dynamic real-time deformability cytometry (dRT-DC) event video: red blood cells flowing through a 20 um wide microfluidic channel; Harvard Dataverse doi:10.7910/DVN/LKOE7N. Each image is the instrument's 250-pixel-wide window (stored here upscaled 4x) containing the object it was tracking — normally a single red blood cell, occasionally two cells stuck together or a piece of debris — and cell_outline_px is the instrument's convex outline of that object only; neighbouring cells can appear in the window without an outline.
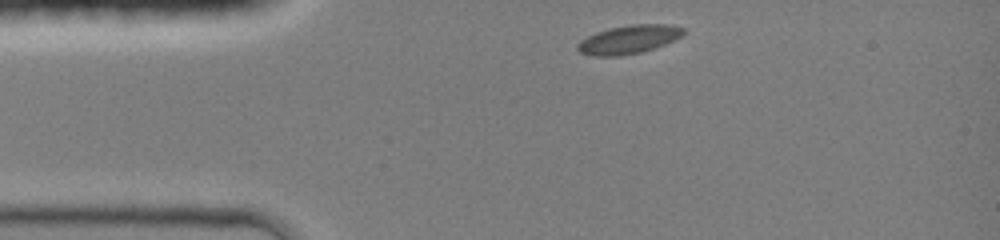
{"species": "common noctule bat (a hibernating species)", "species_latin": "Nyctalus noctula", "temperature_condition": "room temperature", "stored_images_in_passage": 4, "camera_frame_rate_fps": 3000, "um_per_image_px": 0.085, "animal": {"sex": "female", "body_mass_g": 19.0, "forearm_length_mm": 51.5}, "frame": {"image": 1, "passage_image": 1, "time_ms": 0.0, "image_size_px": [1000, 240], "cell_outline_px": [[684, 32], [680, 36], [664, 44], [640, 52], [620, 56], [592, 56], [580, 52], [576, 48], [576, 44], [580, 40], [596, 32], [608, 28], [632, 24], [668, 24], [684, 28]], "centroid_in_image_um": [53.38, 3.35], "position_along_channel_um": 31.6, "area_um2": 17.46}}
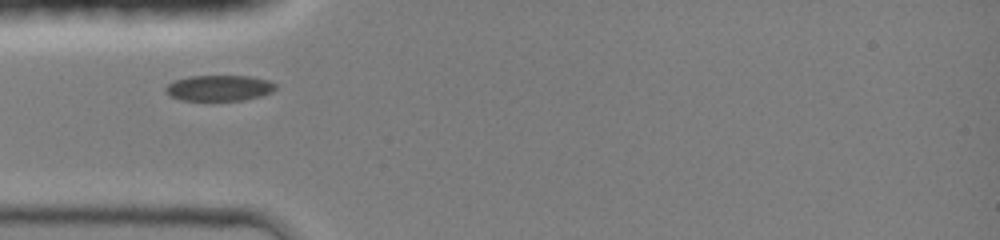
{"frame": {"image": 2, "passage_image": 3, "time_ms": 1.667, "image_size_px": [1000, 240], "cell_outline_px": [[276, 88], [272, 92], [260, 96], [244, 100], [180, 100], [164, 92], [164, 88], [168, 84], [176, 80], [188, 76], [252, 76], [268, 80], [276, 84]], "centroid_in_image_um": [18.63, 7.48], "position_along_channel_um": 66.4, "area_um2": 16.53}}